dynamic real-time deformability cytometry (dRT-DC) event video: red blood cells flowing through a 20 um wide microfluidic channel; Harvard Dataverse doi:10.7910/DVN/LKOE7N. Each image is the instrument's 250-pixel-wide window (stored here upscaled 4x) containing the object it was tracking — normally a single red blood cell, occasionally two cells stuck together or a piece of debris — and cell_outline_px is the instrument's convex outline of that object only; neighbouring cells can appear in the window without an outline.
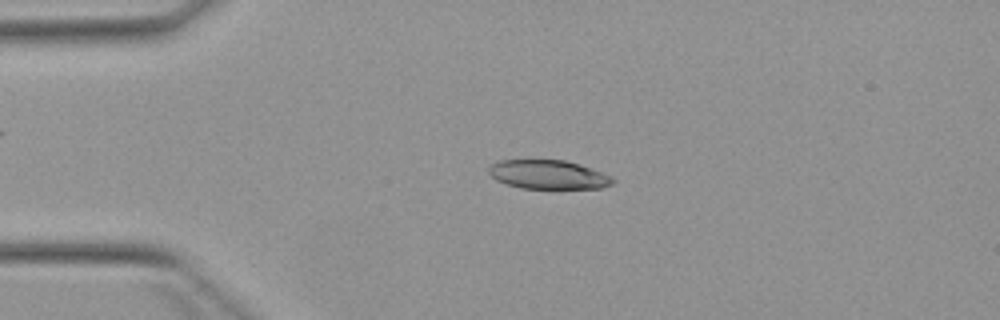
{"species": "Egyptian fruit bat (a non-hibernating species)", "species_latin": "Rousettus aegyptiacus", "temperature_condition": "warm", "stored_images_in_passage": 4, "camera_frame_rate_fps": 3000, "um_per_image_px": 0.085, "animal": {"sex": "female"}, "frame": {"image": 1, "passage_image": 3, "time_ms": 2.667, "image_size_px": [1000, 320], "cell_outline_px": [[616, 180], [612, 184], [604, 188], [520, 188], [496, 180], [488, 172], [488, 168], [492, 164], [500, 160], [564, 160], [580, 164], [592, 168], [612, 176]], "centroid_in_image_um": [46.64, 14.84], "position_along_channel_um": 38.4, "area_um2": 20.92}}